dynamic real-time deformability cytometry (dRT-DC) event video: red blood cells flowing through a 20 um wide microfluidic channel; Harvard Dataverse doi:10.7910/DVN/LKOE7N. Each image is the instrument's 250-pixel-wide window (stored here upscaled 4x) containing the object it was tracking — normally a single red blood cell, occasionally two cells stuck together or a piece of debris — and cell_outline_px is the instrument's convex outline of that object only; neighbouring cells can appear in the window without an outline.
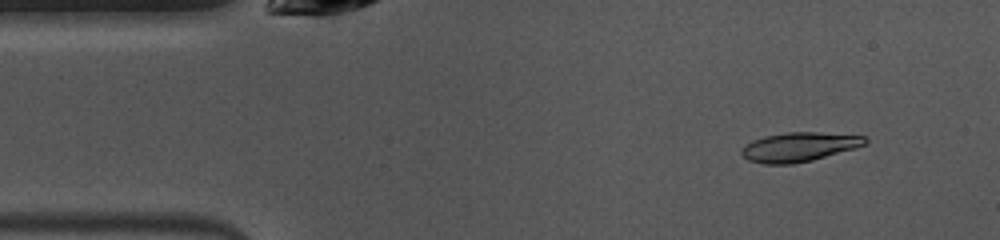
{"species": "common noctule bat (a hibernating species)", "species_latin": "Nyctalus noctula", "temperature_condition": "warm", "stored_images_in_passage": 43, "camera_frame_rate_fps": 3000, "um_per_image_px": 0.085, "animal": {"sex": "female", "body_mass_g": 10.0, "forearm_length_mm": 53.1}, "frame": {"image": 1, "passage_image": 2, "time_ms": 0.333, "image_size_px": [1000, 240], "cell_outline_px": [[868, 140], [864, 144], [856, 148], [812, 160], [792, 164], [764, 164], [748, 160], [740, 152], [752, 140], [764, 136], [788, 132], [816, 132], [864, 136]], "centroid_in_image_um": [67.92, 12.49], "position_along_channel_um": 17.1, "area_um2": 20.81}}
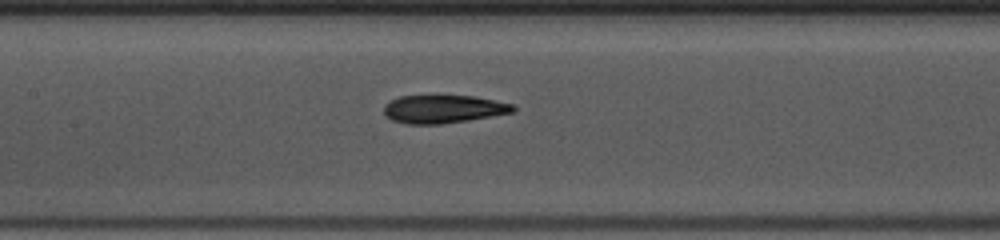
{"frame": {"image": 2, "passage_image": 18, "time_ms": 5.667, "image_size_px": [1000, 240], "cell_outline_px": [[516, 112], [468, 120], [440, 124], [408, 124], [392, 120], [384, 112], [384, 104], [400, 96], [472, 96], [512, 104], [516, 108]], "centroid_in_image_um": [37.69, 9.28], "position_along_channel_um": 169.7, "area_um2": 20.92}}
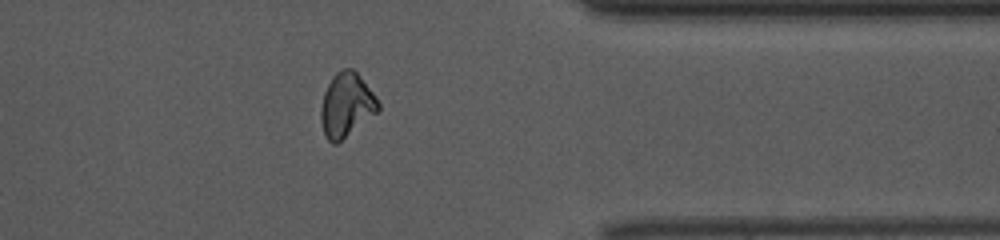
{"frame": {"image": 3, "passage_image": 35, "time_ms": 11.333, "image_size_px": [1000, 240], "cell_outline_px": [[380, 108], [376, 112], [336, 144], [332, 144], [324, 136], [320, 120], [320, 108], [324, 92], [332, 76], [336, 72], [344, 68], [352, 68], [360, 76], [376, 96], [380, 104]], "centroid_in_image_um": [29.41, 8.91], "position_along_channel_um": 382.0, "area_um2": 21.27}, "authors_computed_cell_mechanics": {"area_um2": 21.2704, "velocity_mm_per_s": 4.0115, "shape_relaxation_time_tau1_ms": 2.9338, "shape_relaxation_time_tau2_ms": 3.677, "deformation_change_tau1": 0.1475, "deformation_change_tau2": 0.0893}}